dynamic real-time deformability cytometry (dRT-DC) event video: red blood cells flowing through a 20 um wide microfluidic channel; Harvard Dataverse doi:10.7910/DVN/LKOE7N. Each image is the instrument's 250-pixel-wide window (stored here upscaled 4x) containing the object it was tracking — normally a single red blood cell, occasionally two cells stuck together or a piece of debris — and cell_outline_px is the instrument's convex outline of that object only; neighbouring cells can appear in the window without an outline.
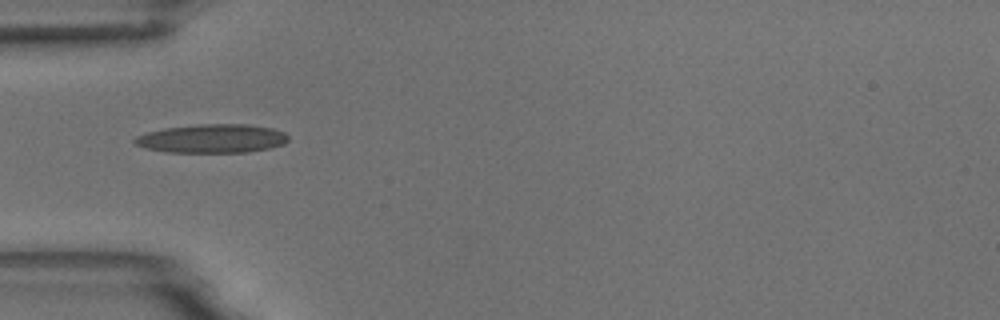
{"species": "common noctule bat (a hibernating species)", "species_latin": "Nyctalus noctula", "temperature_condition": "room temperature", "stored_images_in_passage": 7, "camera_frame_rate_fps": 3000, "um_per_image_px": 0.085, "animal": {"sex": "male", "body_mass_g": 18.8}, "frame": {"image": 1, "passage_image": 1, "time_ms": 0.0, "image_size_px": [1000, 320], "cell_outline_px": [[288, 140], [284, 144], [268, 148], [248, 152], [168, 152], [144, 148], [136, 144], [132, 140], [136, 136], [148, 132], [164, 128], [200, 124], [248, 124], [272, 128], [284, 132], [288, 136]], "centroid_in_image_um": [18.02, 11.77], "position_along_channel_um": 67.0, "area_um2": 25.66}}